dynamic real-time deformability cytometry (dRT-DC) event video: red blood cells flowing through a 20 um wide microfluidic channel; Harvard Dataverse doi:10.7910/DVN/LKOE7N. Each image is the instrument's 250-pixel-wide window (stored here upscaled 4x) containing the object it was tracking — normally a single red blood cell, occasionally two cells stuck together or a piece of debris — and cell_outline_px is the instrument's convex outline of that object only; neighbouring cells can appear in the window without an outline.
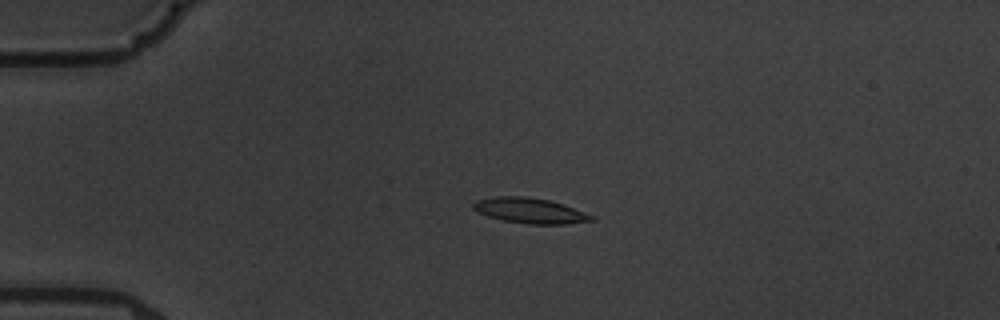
{"species": "common noctule bat (a hibernating species)", "species_latin": "Nyctalus noctula", "temperature_condition": "warm", "stored_images_in_passage": 4, "camera_frame_rate_fps": 3000, "um_per_image_px": 0.085, "animal": {"sex": "male", "body_mass_g": 19.5, "forearm_length_mm": 54.6}, "frame": {"image": 1, "passage_image": 3, "time_ms": 2.333, "image_size_px": [1000, 320], "cell_outline_px": [[596, 220], [564, 224], [528, 224], [504, 220], [488, 216], [476, 212], [472, 208], [472, 204], [476, 200], [496, 196], [524, 196], [548, 200], [564, 204], [596, 216]], "centroid_in_image_um": [45.06, 17.9], "position_along_channel_um": 39.9, "area_um2": 17.57}}